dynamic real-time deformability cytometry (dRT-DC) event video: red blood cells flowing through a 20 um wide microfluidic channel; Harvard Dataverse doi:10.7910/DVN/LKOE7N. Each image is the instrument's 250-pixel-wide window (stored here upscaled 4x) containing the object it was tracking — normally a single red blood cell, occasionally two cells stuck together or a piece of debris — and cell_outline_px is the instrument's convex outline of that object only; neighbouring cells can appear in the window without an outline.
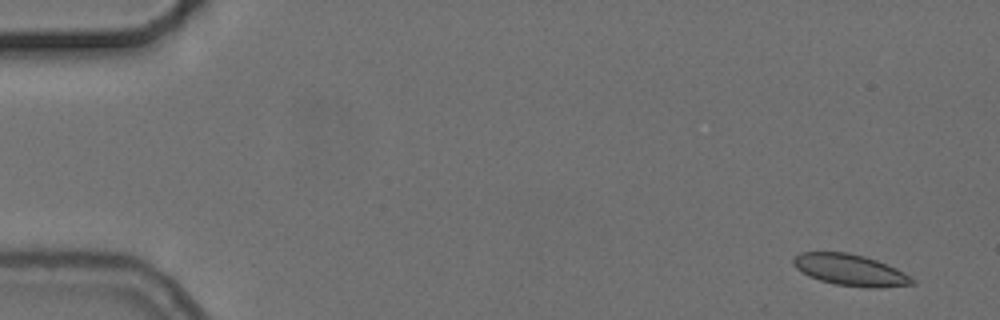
{"species": "common noctule bat (a hibernating species)", "species_latin": "Nyctalus noctula", "temperature_condition": "cold", "stored_images_in_passage": 4, "camera_frame_rate_fps": 3000, "um_per_image_px": 0.085, "animal": {"sex": "female", "body_mass_g": 24.6, "forearm_length_mm": 56.2}, "frame": {"image": 1, "passage_image": 1, "time_ms": 0.0, "image_size_px": [1000, 320], "cell_outline_px": [[916, 284], [880, 288], [868, 288], [836, 284], [820, 280], [808, 276], [796, 268], [792, 264], [792, 260], [800, 252], [848, 252], [864, 256], [876, 260], [896, 268], [904, 272], [916, 280]], "centroid_in_image_um": [72.29, 22.95], "position_along_channel_um": 12.7, "area_um2": 21.85}}
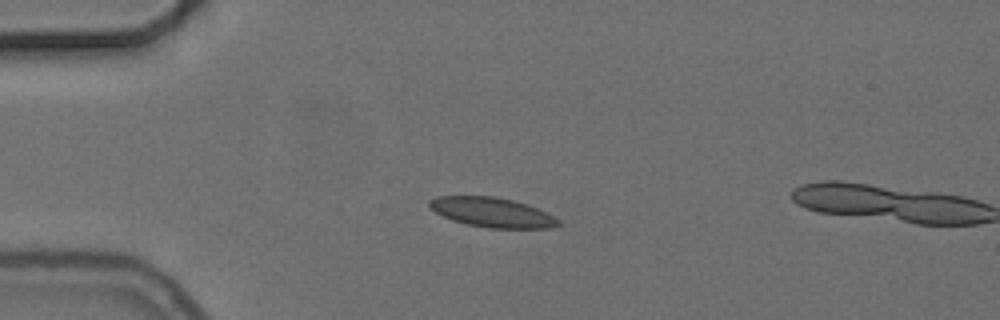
{"frame": {"image": 2, "passage_image": 3, "time_ms": 3.667, "image_size_px": [1000, 320], "cell_outline_px": [[560, 224], [552, 228], [488, 228], [468, 224], [452, 220], [436, 212], [428, 204], [428, 200], [436, 196], [496, 196], [512, 200], [536, 208], [560, 220]], "centroid_in_image_um": [41.81, 18.05], "position_along_channel_um": 43.2, "area_um2": 22.02}}